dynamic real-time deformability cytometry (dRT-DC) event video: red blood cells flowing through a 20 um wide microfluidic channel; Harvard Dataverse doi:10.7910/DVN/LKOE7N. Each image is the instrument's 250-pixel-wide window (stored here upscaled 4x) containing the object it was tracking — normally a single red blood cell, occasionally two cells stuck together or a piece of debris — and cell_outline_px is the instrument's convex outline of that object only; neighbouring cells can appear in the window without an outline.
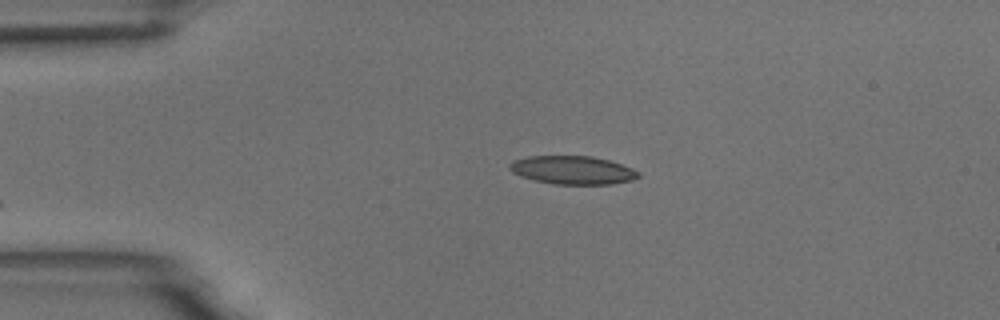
{"species": "common noctule bat (a hibernating species)", "species_latin": "Nyctalus noctula", "temperature_condition": "room temperature", "stored_images_in_passage": 31, "camera_frame_rate_fps": 3000, "um_per_image_px": 0.085, "animal": {"sex": "male", "body_mass_g": 18.8}, "frame": {"image": 1, "passage_image": 1, "time_ms": 0.0, "image_size_px": [1000, 320], "cell_outline_px": [[640, 176], [632, 180], [612, 184], [556, 184], [536, 180], [520, 176], [512, 172], [508, 168], [508, 164], [516, 160], [528, 156], [592, 156], [608, 160], [632, 168], [640, 172]], "centroid_in_image_um": [48.68, 14.46], "position_along_channel_um": 36.3, "area_um2": 21.15}}
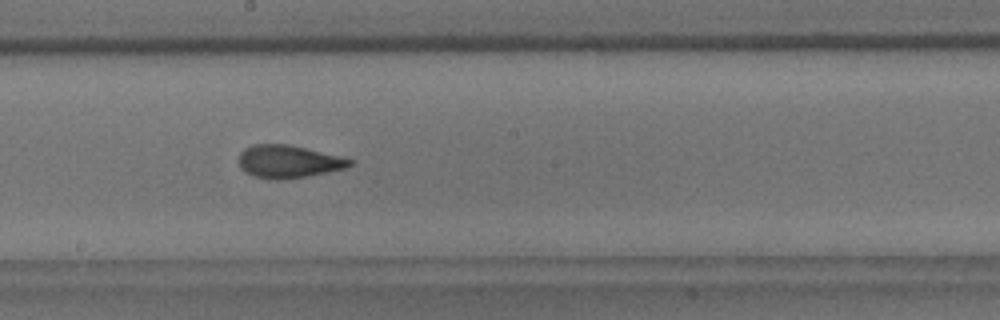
{"frame": {"image": 2, "passage_image": 19, "time_ms": 6.0, "image_size_px": [1000, 320], "cell_outline_px": [[356, 160], [348, 168], [308, 176], [280, 180], [272, 180], [252, 176], [244, 172], [240, 168], [240, 152], [244, 148], [252, 144], [288, 144], [340, 156]], "centroid_in_image_um": [24.52, 13.74], "position_along_channel_um": 223.7, "area_um2": 21.44}}
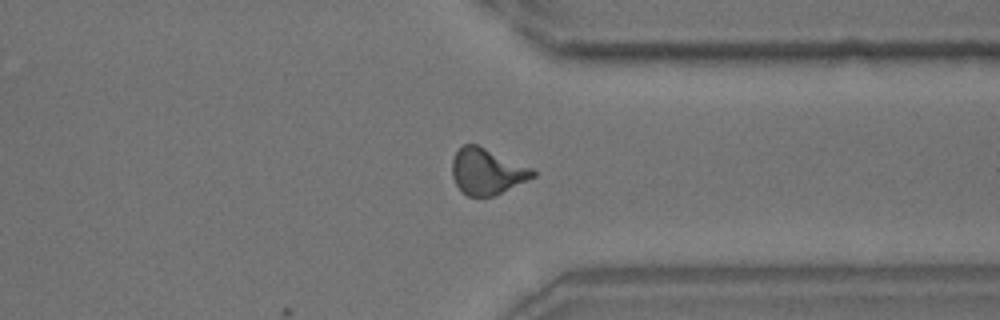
{"frame": {"image": 3, "passage_image": 31, "time_ms": 10.0, "image_size_px": [1000, 320], "cell_outline_px": [[536, 176], [528, 180], [492, 196], [468, 196], [456, 184], [452, 176], [452, 160], [456, 152], [464, 144], [476, 144], [532, 168], [536, 172]], "centroid_in_image_um": [41.39, 14.57], "position_along_channel_um": 370.0, "area_um2": 21.27}, "authors_computed_cell_mechanics": {"area_um2": 21.097, "velocity_mm_per_s": 3.6939, "shape_relaxation_time_tau1_ms": 11.2791, "shape_relaxation_time_tau2_ms": 1.7467, "deformation_change_tau1": 0.2801, "deformation_change_tau2": 0.1018}}